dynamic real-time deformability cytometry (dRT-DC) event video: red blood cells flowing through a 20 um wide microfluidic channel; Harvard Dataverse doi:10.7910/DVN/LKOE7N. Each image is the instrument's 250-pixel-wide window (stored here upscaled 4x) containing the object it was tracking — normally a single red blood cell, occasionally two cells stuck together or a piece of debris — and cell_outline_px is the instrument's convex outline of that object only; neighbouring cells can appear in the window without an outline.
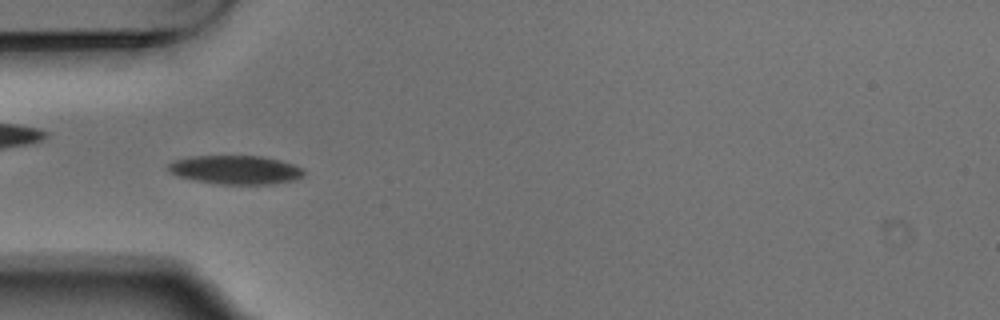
{"species": "Egyptian fruit bat (a non-hibernating species)", "species_latin": "Rousettus aegyptiacus", "temperature_condition": "warm", "stored_images_in_passage": 4, "camera_frame_rate_fps": 3000, "um_per_image_px": 0.085, "animal": {"sex": "male"}, "frame": {"image": 1, "passage_image": 4, "time_ms": 1.0, "image_size_px": [1000, 320], "cell_outline_px": [[304, 176], [300, 180], [272, 184], [216, 184], [176, 176], [168, 172], [168, 164], [172, 160], [192, 156], [260, 156], [280, 160], [304, 168]], "centroid_in_image_um": [20.04, 14.44], "position_along_channel_um": 65.0, "area_um2": 23.06}}